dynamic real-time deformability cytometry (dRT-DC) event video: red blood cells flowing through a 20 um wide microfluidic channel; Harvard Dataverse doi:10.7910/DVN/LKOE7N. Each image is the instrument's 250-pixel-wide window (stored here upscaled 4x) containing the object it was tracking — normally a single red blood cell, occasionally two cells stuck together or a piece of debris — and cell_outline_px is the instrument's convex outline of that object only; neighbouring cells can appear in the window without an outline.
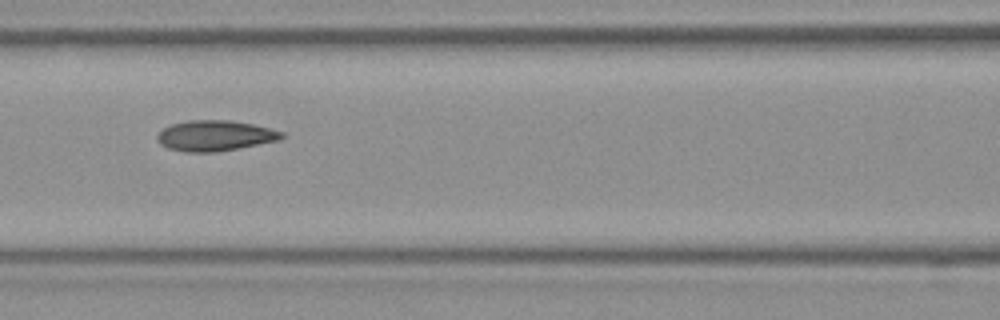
{"species": "Egyptian fruit bat (a non-hibernating species)", "species_latin": "Rousettus aegyptiacus", "temperature_condition": "room temperature", "stored_images_in_passage": 6, "camera_frame_rate_fps": 3000, "um_per_image_px": 0.085, "frame": {"image": 1, "passage_image": 6, "time_ms": 1.667, "image_size_px": [1000, 320], "cell_outline_px": [[284, 136], [280, 140], [216, 152], [184, 152], [168, 148], [160, 144], [156, 140], [156, 136], [164, 128], [172, 124], [188, 120], [228, 120], [252, 124], [284, 132]], "centroid_in_image_um": [18.25, 11.53], "position_along_channel_um": 148.3, "area_um2": 22.08}}